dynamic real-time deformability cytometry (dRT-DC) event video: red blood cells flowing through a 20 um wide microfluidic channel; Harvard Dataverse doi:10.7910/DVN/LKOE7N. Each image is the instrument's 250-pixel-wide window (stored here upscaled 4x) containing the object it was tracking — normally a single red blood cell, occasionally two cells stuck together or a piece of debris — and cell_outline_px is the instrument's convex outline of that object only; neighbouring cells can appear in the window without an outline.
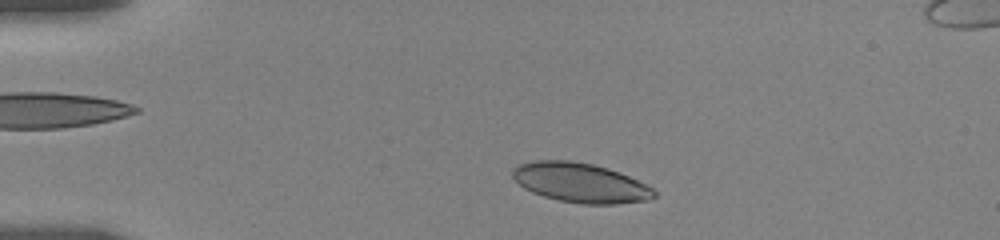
{"species": "human", "species_latin": "Homo sapiens", "temperature_condition": "room temperature", "stored_images_in_passage": 7, "camera_frame_rate_fps": 3000, "um_per_image_px": 0.085, "donor": {"sex": "female"}, "frame": {"image": 1, "passage_image": 4, "time_ms": 1.333, "image_size_px": [1000, 240], "cell_outline_px": [[656, 196], [648, 200], [616, 204], [584, 204], [560, 200], [544, 196], [532, 192], [524, 188], [512, 176], [512, 168], [516, 164], [532, 160], [572, 160], [592, 164], [608, 168], [620, 172], [652, 188], [656, 192]], "centroid_in_image_um": [49.3, 15.52], "position_along_channel_um": 35.7, "area_um2": 32.6}}
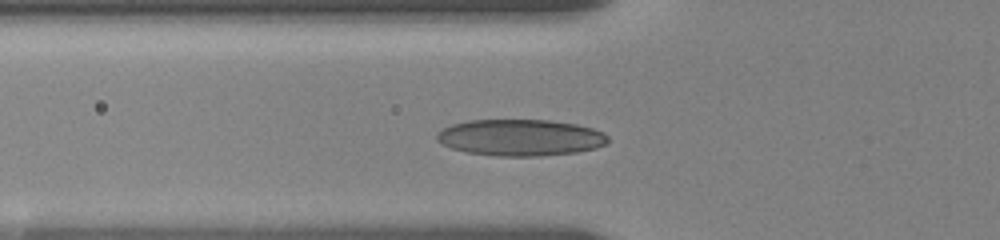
{"frame": {"image": 2, "passage_image": 7, "time_ms": 4.0, "image_size_px": [1000, 240], "cell_outline_px": [[608, 140], [604, 144], [596, 148], [576, 152], [540, 156], [496, 156], [468, 152], [452, 148], [440, 144], [436, 140], [436, 132], [452, 124], [468, 120], [548, 120], [576, 124], [592, 128], [604, 132], [608, 136]], "centroid_in_image_um": [44.21, 11.69], "position_along_channel_um": 81.6, "area_um2": 36.47}}